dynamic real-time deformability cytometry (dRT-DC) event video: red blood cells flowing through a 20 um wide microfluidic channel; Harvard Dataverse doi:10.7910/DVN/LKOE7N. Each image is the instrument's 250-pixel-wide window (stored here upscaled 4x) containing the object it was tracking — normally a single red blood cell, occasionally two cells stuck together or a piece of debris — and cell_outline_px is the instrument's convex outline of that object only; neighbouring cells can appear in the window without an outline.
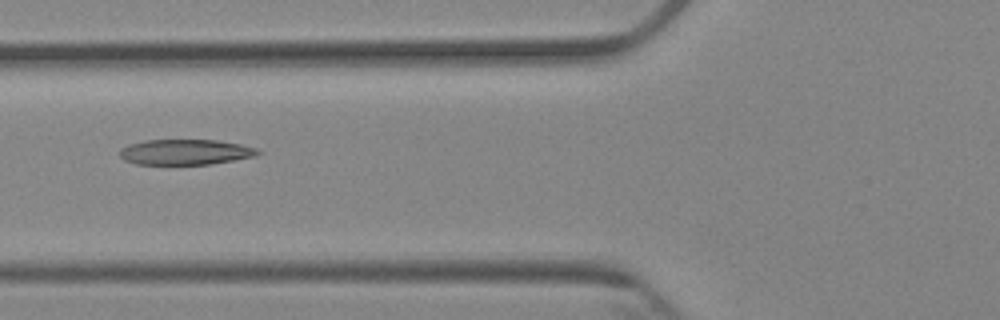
{"species": "Egyptian fruit bat (a non-hibernating species)", "species_latin": "Rousettus aegyptiacus", "temperature_condition": "cold", "stored_images_in_passage": 5, "camera_frame_rate_fps": 3000, "um_per_image_px": 0.085, "animal": {"sex": "female"}, "frame": {"image": 1, "passage_image": 2, "time_ms": 1.333, "image_size_px": [1000, 320], "cell_outline_px": [[260, 152], [252, 156], [232, 160], [208, 164], [136, 164], [124, 160], [120, 156], [120, 148], [128, 144], [144, 140], [216, 140], [240, 144], [256, 148]], "centroid_in_image_um": [15.68, 12.91], "position_along_channel_um": 110.1, "area_um2": 20.23}}
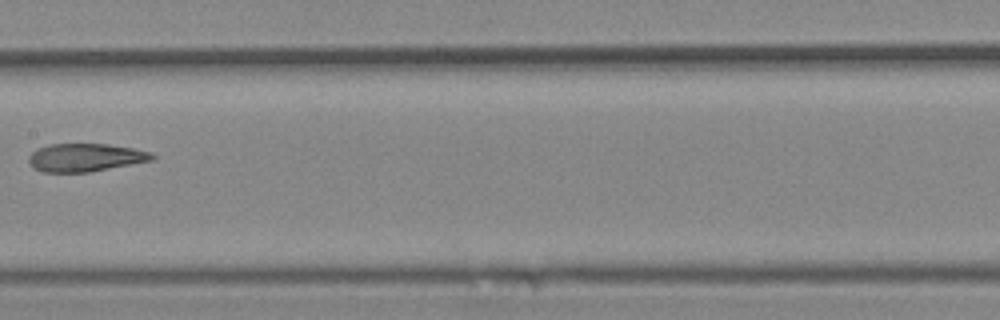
{"frame": {"image": 2, "passage_image": 4, "time_ms": 3.667, "image_size_px": [1000, 320], "cell_outline_px": [[156, 156], [152, 160], [88, 172], [44, 172], [32, 168], [28, 160], [28, 156], [32, 152], [48, 144], [108, 144], [132, 148], [152, 152]], "centroid_in_image_um": [7.23, 13.38], "position_along_channel_um": 200.2, "area_um2": 20.06}}
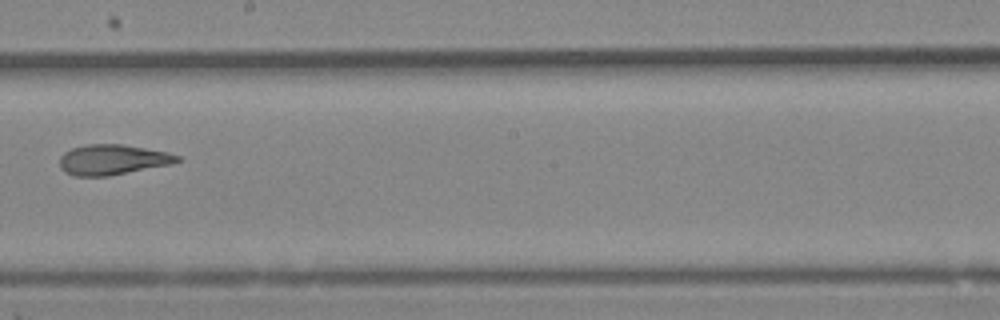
{"frame": {"image": 3, "passage_image": 5, "time_ms": 4.667, "image_size_px": [1000, 320], "cell_outline_px": [[180, 160], [172, 164], [108, 176], [76, 176], [64, 172], [60, 168], [60, 156], [64, 152], [72, 148], [88, 144], [120, 144], [168, 152], [180, 156]], "centroid_in_image_um": [9.55, 13.57], "position_along_channel_um": 238.6, "area_um2": 20.69}}